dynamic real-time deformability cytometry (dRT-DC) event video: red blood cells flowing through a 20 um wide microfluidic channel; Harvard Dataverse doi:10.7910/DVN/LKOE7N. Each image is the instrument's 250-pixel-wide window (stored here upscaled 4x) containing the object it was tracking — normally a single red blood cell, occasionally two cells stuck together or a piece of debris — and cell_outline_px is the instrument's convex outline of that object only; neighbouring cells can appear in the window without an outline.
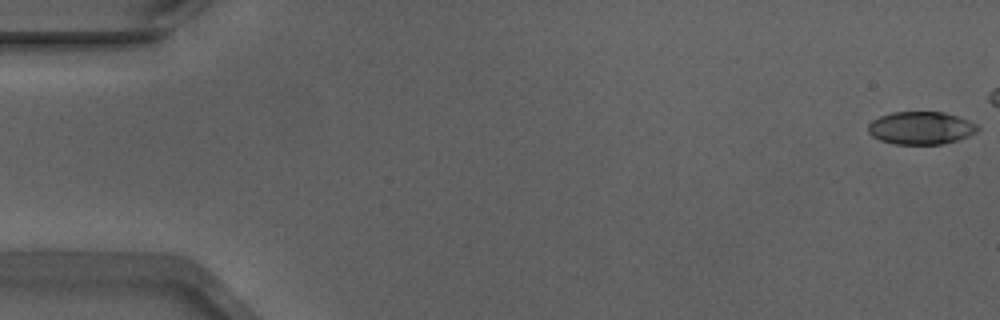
{"species": "Egyptian fruit bat (a non-hibernating species)", "species_latin": "Rousettus aegyptiacus", "temperature_condition": "warm", "stored_images_in_passage": 13, "camera_frame_rate_fps": 3000, "um_per_image_px": 0.085, "animal": {"sex": "male"}, "frame": {"image": 1, "passage_image": 1, "time_ms": 0.0, "image_size_px": [1000, 320], "cell_outline_px": [[980, 128], [976, 132], [968, 136], [956, 140], [940, 144], [896, 144], [880, 140], [872, 136], [868, 132], [868, 124], [872, 120], [880, 116], [892, 112], [944, 112], [968, 120], [976, 124]], "centroid_in_image_um": [78.25, 10.87], "position_along_channel_um": 6.7, "area_um2": 20.81}}